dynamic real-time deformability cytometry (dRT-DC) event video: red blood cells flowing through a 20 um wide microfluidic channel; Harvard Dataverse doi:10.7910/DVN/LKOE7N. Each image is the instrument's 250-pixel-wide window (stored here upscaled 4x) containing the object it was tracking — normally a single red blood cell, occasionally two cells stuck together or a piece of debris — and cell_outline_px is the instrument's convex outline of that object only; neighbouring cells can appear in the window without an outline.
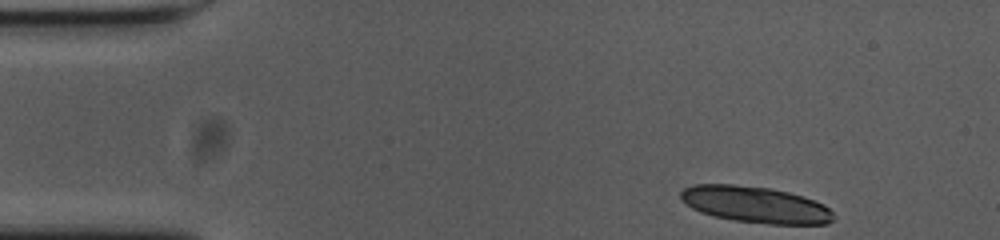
{"species": "common noctule bat (a hibernating species)", "species_latin": "Nyctalus noctula", "temperature_condition": "cold", "stored_images_in_passage": 14, "camera_frame_rate_fps": 3000, "um_per_image_px": 0.085, "animal": {"sex": "female", "body_mass_g": 23.0, "forearm_length_mm": 53.4}, "frame": {"image": 1, "passage_image": 1, "time_ms": 0.0, "image_size_px": [1000, 240], "cell_outline_px": [[836, 216], [828, 224], [768, 224], [736, 220], [712, 216], [700, 212], [692, 208], [680, 200], [680, 192], [684, 188], [692, 184], [732, 184], [768, 188], [788, 192], [804, 196], [824, 204]], "centroid_in_image_um": [64.2, 17.39], "position_along_channel_um": 20.8, "area_um2": 32.54}}
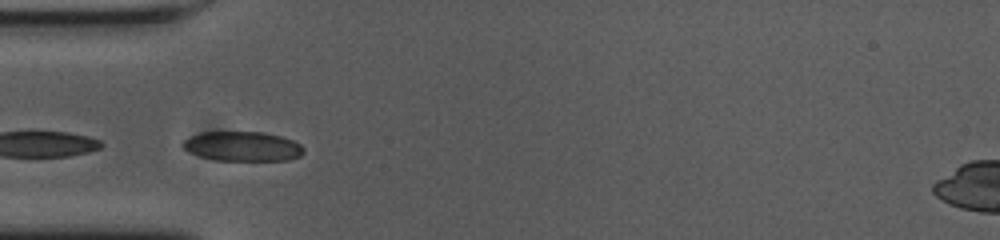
{"frame": {"image": 2, "passage_image": 12, "time_ms": 3.667, "image_size_px": [1000, 240], "cell_outline_px": [[304, 152], [300, 156], [288, 160], [216, 160], [200, 156], [184, 148], [180, 144], [188, 136], [200, 132], [264, 132], [280, 136], [292, 140], [300, 144], [304, 148]], "centroid_in_image_um": [20.61, 12.43], "position_along_channel_um": 64.4, "area_um2": 20.81}}